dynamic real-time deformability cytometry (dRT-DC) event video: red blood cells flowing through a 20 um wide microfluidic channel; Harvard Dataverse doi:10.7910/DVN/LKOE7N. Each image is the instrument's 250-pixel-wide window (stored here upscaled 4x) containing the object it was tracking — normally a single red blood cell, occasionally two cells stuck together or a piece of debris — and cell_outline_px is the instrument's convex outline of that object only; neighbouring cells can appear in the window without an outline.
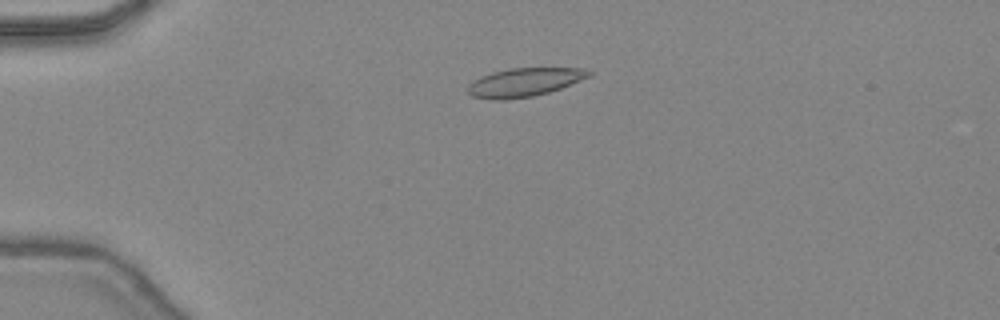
{"species": "common noctule bat (a hibernating species)", "species_latin": "Nyctalus noctula", "temperature_condition": "warm", "stored_images_in_passage": 44, "camera_frame_rate_fps": 3000, "um_per_image_px": 0.085, "animal": {"sex": "female", "body_mass_g": 24.6, "forearm_length_mm": 56.2}, "frame": {"image": 1, "passage_image": 9, "time_ms": 2.667, "image_size_px": [1000, 320], "cell_outline_px": [[592, 76], [560, 88], [548, 92], [532, 96], [500, 100], [496, 100], [472, 96], [468, 92], [468, 84], [480, 76], [492, 72], [508, 68], [584, 68], [592, 72]], "centroid_in_image_um": [44.57, 6.98], "position_along_channel_um": 40.4, "area_um2": 20.06}}
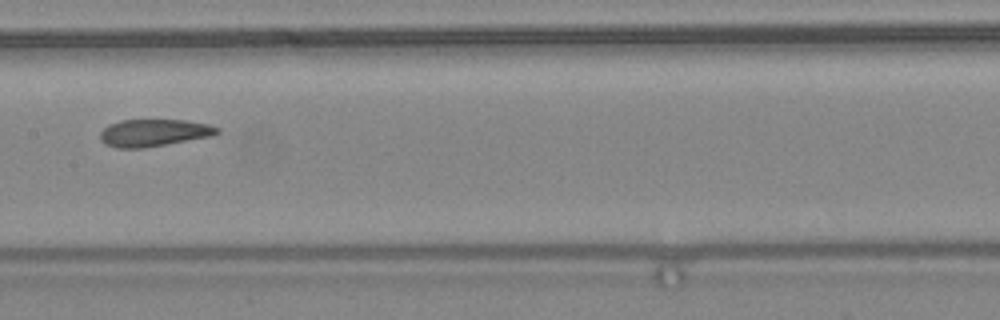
{"frame": {"image": 2, "passage_image": 22, "time_ms": 7.0, "image_size_px": [1000, 320], "cell_outline_px": [[220, 132], [212, 136], [144, 148], [116, 148], [104, 144], [100, 140], [100, 132], [108, 124], [120, 120], [184, 120], [208, 124], [220, 128]], "centroid_in_image_um": [13.05, 11.29], "position_along_channel_um": 194.3, "area_um2": 18.67}}
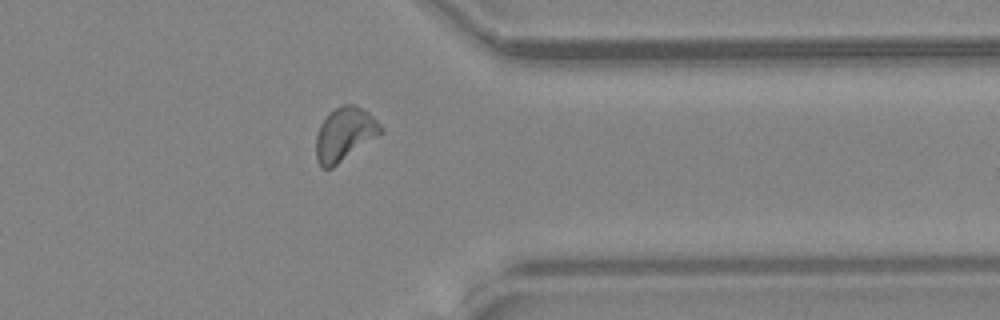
{"frame": {"image": 3, "passage_image": 35, "time_ms": 11.333, "image_size_px": [1000, 320], "cell_outline_px": [[384, 132], [332, 168], [320, 168], [316, 160], [316, 136], [320, 124], [328, 112], [344, 104], [356, 104], [364, 108], [384, 128]], "centroid_in_image_um": [29.29, 11.4], "position_along_channel_um": 382.1, "area_um2": 20.4}, "authors_computed_cell_mechanics": {"area_um2": 19.6231, "velocity_mm_per_s": 4.4793, "shape_relaxation_time_tau1_ms": 8.6136, "shape_relaxation_time_tau2_ms": 2.111, "deformation_change_tau1": 0.2066, "deformation_change_tau2": 0.0943}}